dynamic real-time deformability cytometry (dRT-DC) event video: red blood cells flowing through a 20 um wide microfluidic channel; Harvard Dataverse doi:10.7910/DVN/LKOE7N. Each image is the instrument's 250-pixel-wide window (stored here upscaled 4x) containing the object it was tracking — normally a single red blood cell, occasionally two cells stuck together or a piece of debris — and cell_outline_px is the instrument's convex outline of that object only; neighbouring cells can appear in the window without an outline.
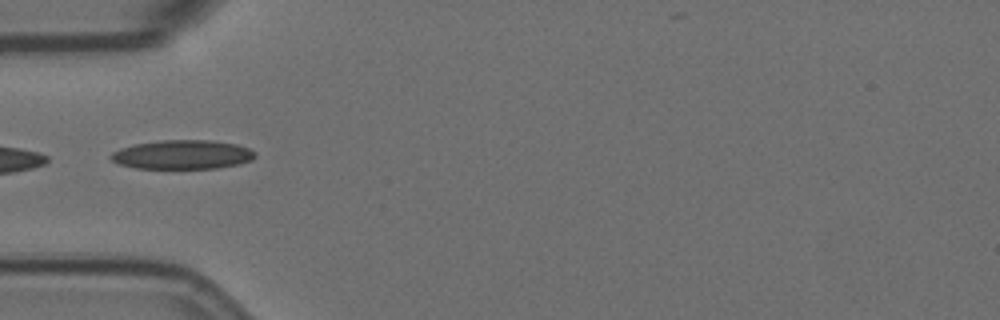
{"species": "Egyptian fruit bat (a non-hibernating species)", "species_latin": "Rousettus aegyptiacus", "temperature_condition": "room temperature", "stored_images_in_passage": 20, "camera_frame_rate_fps": 3000, "um_per_image_px": 0.085, "animal": {"sex": "female"}, "frame": {"image": 1, "passage_image": 1, "time_ms": 0.0, "image_size_px": [1000, 320], "cell_outline_px": [[256, 156], [252, 160], [240, 164], [216, 168], [136, 168], [116, 164], [108, 156], [112, 152], [120, 148], [136, 144], [160, 140], [212, 140], [236, 144], [248, 148], [256, 152]], "centroid_in_image_um": [15.5, 13.14], "position_along_channel_um": 69.5, "area_um2": 24.57}}
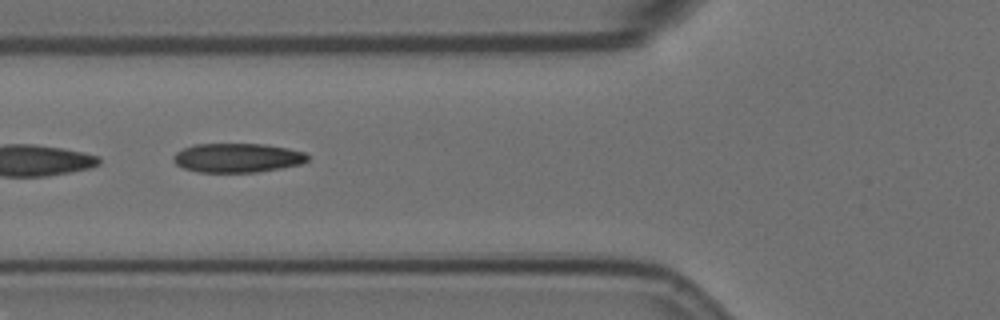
{"frame": {"image": 2, "passage_image": 4, "time_ms": 1.0, "image_size_px": [1000, 320], "cell_outline_px": [[308, 160], [300, 164], [280, 168], [256, 172], [196, 172], [184, 168], [176, 164], [172, 160], [172, 156], [176, 152], [184, 148], [196, 144], [264, 144], [288, 148], [304, 152], [308, 156]], "centroid_in_image_um": [20.15, 13.41], "position_along_channel_um": 105.6, "area_um2": 22.77}}